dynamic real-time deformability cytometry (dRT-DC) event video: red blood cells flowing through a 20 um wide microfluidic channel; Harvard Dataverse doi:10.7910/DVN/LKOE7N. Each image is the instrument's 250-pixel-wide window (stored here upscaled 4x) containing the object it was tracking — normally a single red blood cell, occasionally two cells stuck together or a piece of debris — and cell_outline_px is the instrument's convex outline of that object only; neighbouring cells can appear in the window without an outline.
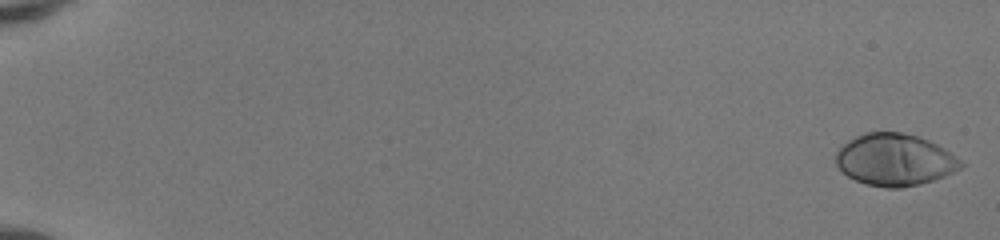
{"species": "human", "species_latin": "Homo sapiens", "temperature_condition": "room temperature", "stored_images_in_passage": 51, "camera_frame_rate_fps": 3000, "um_per_image_px": 0.085, "donor": {"sex": "female"}, "frame": {"image": 1, "passage_image": 1, "time_ms": 0.0, "image_size_px": [1000, 240], "cell_outline_px": [[964, 164], [960, 168], [936, 180], [920, 184], [900, 188], [884, 188], [864, 184], [848, 176], [836, 164], [836, 152], [840, 144], [864, 132], [900, 132], [916, 136], [928, 140], [952, 152]], "centroid_in_image_um": [76.04, 13.58], "position_along_channel_um": 9.0, "area_um2": 38.03}}
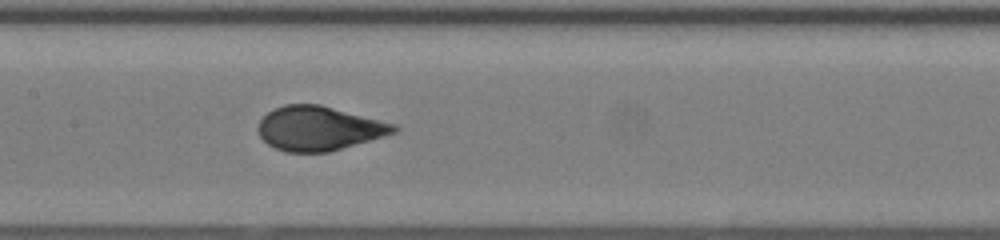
{"frame": {"image": 2, "passage_image": 28, "time_ms": 9.0, "image_size_px": [1000, 240], "cell_outline_px": [[400, 132], [328, 152], [284, 152], [268, 144], [260, 136], [256, 128], [260, 120], [268, 112], [284, 104], [320, 104], [396, 124], [400, 128]], "centroid_in_image_um": [27.14, 10.91], "position_along_channel_um": 180.3, "area_um2": 35.14}}
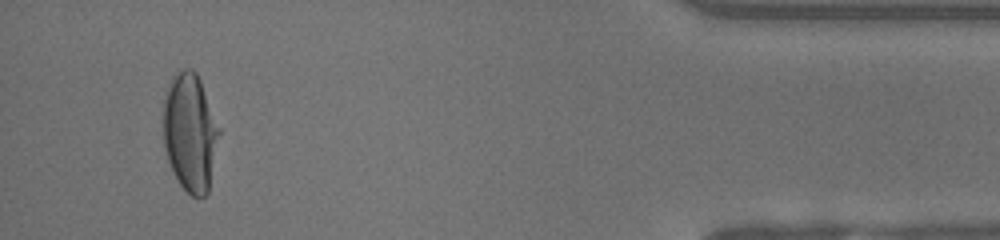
{"frame": {"image": 3, "passage_image": 49, "time_ms": 16.0, "image_size_px": [1000, 240], "cell_outline_px": [[220, 132], [208, 192], [204, 196], [192, 196], [180, 184], [168, 160], [164, 144], [164, 88], [172, 76], [184, 68], [192, 68], [196, 72], [200, 80], [220, 128]], "centroid_in_image_um": [16.15, 11.2], "position_along_channel_um": 419.0, "area_um2": 38.26}, "authors_computed_cell_mechanics": {"area_um2": 35.9516, "velocity_mm_per_s": 4.1638, "shape_relaxation_time_tau1_ms": 4.8528, "shape_relaxation_time_tau2_ms": null, "deformation_change_tau1": 0.2553, "deformation_change_tau2": null}}